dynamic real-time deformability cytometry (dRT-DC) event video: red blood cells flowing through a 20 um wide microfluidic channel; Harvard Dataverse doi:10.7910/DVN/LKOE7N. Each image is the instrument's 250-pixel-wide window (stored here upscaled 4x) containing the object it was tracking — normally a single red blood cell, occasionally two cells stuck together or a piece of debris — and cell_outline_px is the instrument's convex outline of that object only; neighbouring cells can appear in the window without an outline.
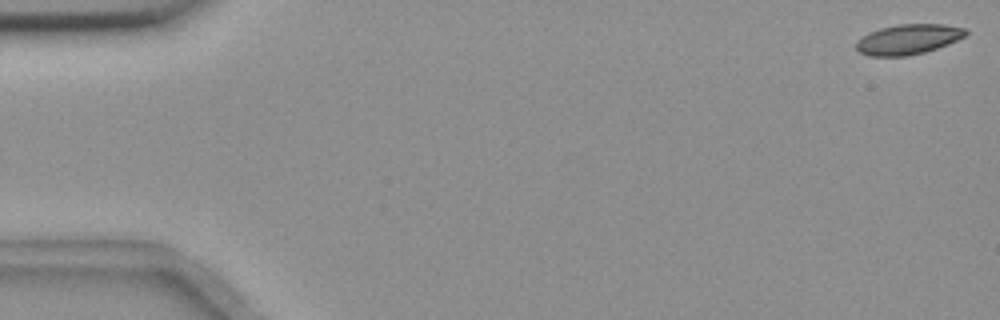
{"species": "common noctule bat (a hibernating species)", "species_latin": "Nyctalus noctula", "temperature_condition": "room temperature", "stored_images_in_passage": 55, "camera_frame_rate_fps": 3000, "um_per_image_px": 0.085, "animal": {"sex": "female", "body_mass_g": 18.4}, "frame": {"image": 1, "passage_image": 1, "time_ms": 0.0, "image_size_px": [1000, 320], "cell_outline_px": [[968, 32], [964, 36], [948, 44], [924, 52], [908, 56], [868, 56], [860, 52], [856, 48], [856, 40], [868, 32], [880, 28], [896, 24], [944, 24], [964, 28]], "centroid_in_image_um": [77.15, 3.34], "position_along_channel_um": 7.8, "area_um2": 19.25}}
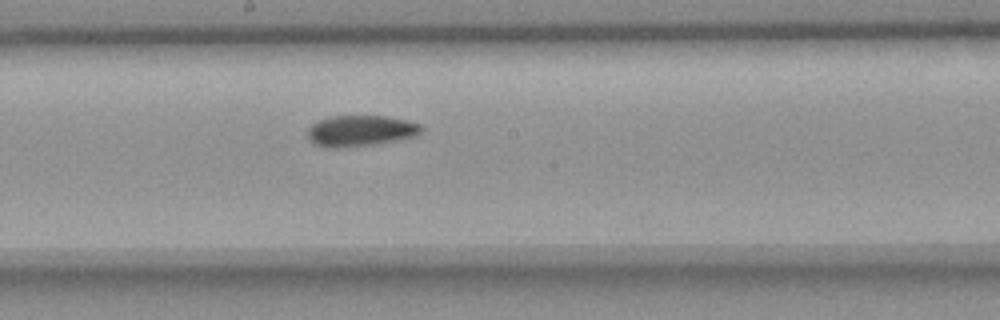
{"frame": {"image": 2, "passage_image": 30, "time_ms": 9.667, "image_size_px": [1000, 320], "cell_outline_px": [[424, 128], [416, 136], [400, 140], [376, 144], [340, 148], [328, 148], [316, 144], [308, 136], [308, 128], [316, 120], [332, 116], [388, 116], [408, 120], [420, 124]], "centroid_in_image_um": [30.68, 11.11], "position_along_channel_um": 217.5, "area_um2": 20.75}}
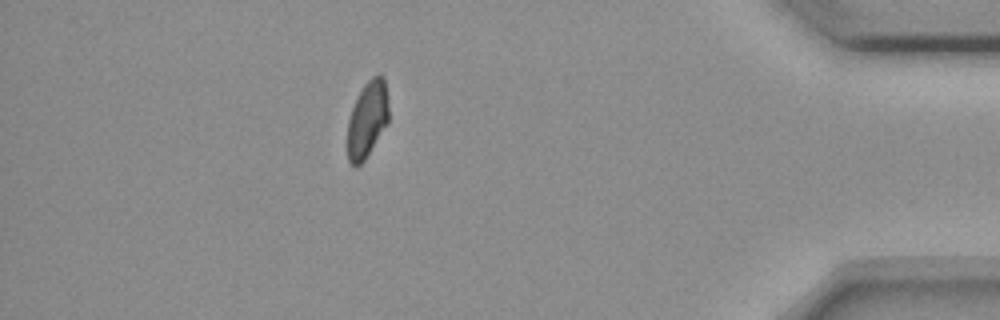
{"frame": {"image": 3, "passage_image": 49, "time_ms": 16.0, "image_size_px": [1000, 320], "cell_outline_px": [[388, 124], [364, 160], [356, 168], [348, 160], [348, 120], [352, 108], [364, 84], [372, 76], [384, 76], [388, 104]], "centroid_in_image_um": [31.23, 10.16], "position_along_channel_um": 404.0, "area_um2": 18.15}, "authors_computed_cell_mechanics": {"area_um2": 20.0566, "velocity_mm_per_s": 3.6565, "shape_relaxation_time_tau1_ms": null, "shape_relaxation_time_tau2_ms": 5.1094, "deformation_change_tau1": null, "deformation_change_tau2": 0.0949}}